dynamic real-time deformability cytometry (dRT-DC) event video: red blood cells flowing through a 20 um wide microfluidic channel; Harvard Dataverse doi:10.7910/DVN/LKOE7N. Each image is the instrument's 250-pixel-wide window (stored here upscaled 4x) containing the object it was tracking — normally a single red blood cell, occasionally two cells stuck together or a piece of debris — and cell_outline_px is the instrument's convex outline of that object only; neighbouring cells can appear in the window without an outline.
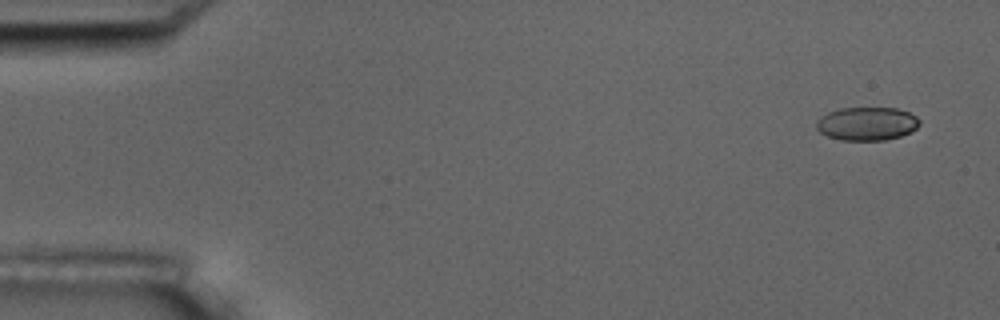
{"species": "common noctule bat (a hibernating species)", "species_latin": "Nyctalus noctula", "temperature_condition": "room temperature", "stored_images_in_passage": 6, "camera_frame_rate_fps": 3000, "um_per_image_px": 0.085, "animal": {"sex": "male", "body_mass_g": 17.5, "forearm_length_mm": 52.3}, "frame": {"image": 1, "passage_image": 1, "time_ms": 0.0, "image_size_px": [1000, 320], "cell_outline_px": [[920, 124], [912, 132], [900, 136], [884, 140], [840, 140], [828, 136], [820, 132], [816, 128], [816, 120], [820, 116], [828, 112], [840, 108], [896, 108], [908, 112], [916, 116], [920, 120]], "centroid_in_image_um": [73.68, 10.51], "position_along_channel_um": 11.3, "area_um2": 20.17}}